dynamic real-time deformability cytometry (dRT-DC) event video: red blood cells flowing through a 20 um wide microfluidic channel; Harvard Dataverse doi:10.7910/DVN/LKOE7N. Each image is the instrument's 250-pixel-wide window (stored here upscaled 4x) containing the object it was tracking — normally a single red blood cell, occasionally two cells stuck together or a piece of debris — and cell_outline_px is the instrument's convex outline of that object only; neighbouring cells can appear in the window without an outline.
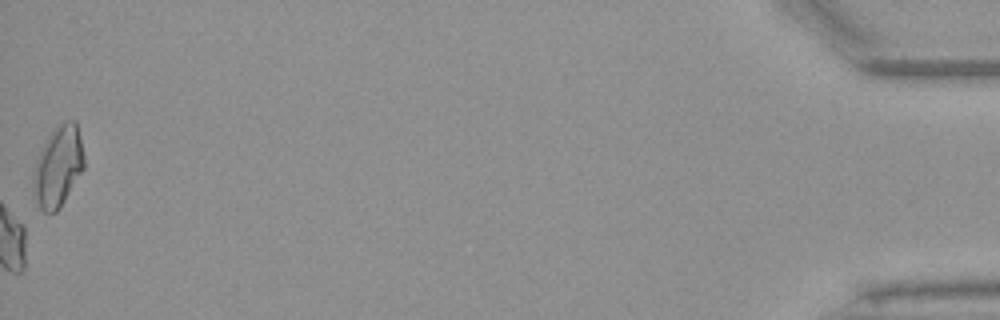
{"species": "Egyptian fruit bat (a non-hibernating species)", "species_latin": "Rousettus aegyptiacus", "temperature_condition": "warm", "stored_images_in_passage": 53, "camera_frame_rate_fps": 3000, "um_per_image_px": 0.085, "animal": {"sex": "female"}, "frame": {"image": 1, "passage_image": 53, "time_ms": 17.333, "image_size_px": [1000, 320], "cell_outline_px": [[84, 168], [60, 208], [56, 212], [44, 212], [40, 208], [36, 200], [32, 188], [32, 176], [36, 160], [52, 128], [64, 120], [76, 120], [80, 136], [84, 156]], "centroid_in_image_um": [4.93, 14.13], "position_along_channel_um": 430.3, "area_um2": 24.04}, "authors_computed_cell_mechanics": {"area_um2": 21.386, "velocity_mm_per_s": 3.9161, "shape_relaxation_time_tau1_ms": null, "shape_relaxation_time_tau2_ms": 7.7933, "deformation_change_tau1": null, "deformation_change_tau2": 0.135}}